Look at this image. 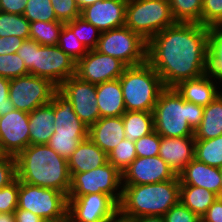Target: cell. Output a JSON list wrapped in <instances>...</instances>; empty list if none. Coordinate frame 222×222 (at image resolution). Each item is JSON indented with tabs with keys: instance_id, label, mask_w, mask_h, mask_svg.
<instances>
[{
	"instance_id": "1",
	"label": "cell",
	"mask_w": 222,
	"mask_h": 222,
	"mask_svg": "<svg viewBox=\"0 0 222 222\" xmlns=\"http://www.w3.org/2000/svg\"><path fill=\"white\" fill-rule=\"evenodd\" d=\"M209 32L199 23L177 22L147 42V62L166 88L208 72Z\"/></svg>"
},
{
	"instance_id": "2",
	"label": "cell",
	"mask_w": 222,
	"mask_h": 222,
	"mask_svg": "<svg viewBox=\"0 0 222 222\" xmlns=\"http://www.w3.org/2000/svg\"><path fill=\"white\" fill-rule=\"evenodd\" d=\"M15 158L18 180L33 186L55 189L68 196L71 176L67 159L47 144L29 145Z\"/></svg>"
},
{
	"instance_id": "3",
	"label": "cell",
	"mask_w": 222,
	"mask_h": 222,
	"mask_svg": "<svg viewBox=\"0 0 222 222\" xmlns=\"http://www.w3.org/2000/svg\"><path fill=\"white\" fill-rule=\"evenodd\" d=\"M119 203V219L141 216H164L179 202L180 181L178 175L171 180L141 185H122Z\"/></svg>"
},
{
	"instance_id": "4",
	"label": "cell",
	"mask_w": 222,
	"mask_h": 222,
	"mask_svg": "<svg viewBox=\"0 0 222 222\" xmlns=\"http://www.w3.org/2000/svg\"><path fill=\"white\" fill-rule=\"evenodd\" d=\"M204 107L185 101L175 88H164L153 109L155 131L163 137L194 136Z\"/></svg>"
},
{
	"instance_id": "5",
	"label": "cell",
	"mask_w": 222,
	"mask_h": 222,
	"mask_svg": "<svg viewBox=\"0 0 222 222\" xmlns=\"http://www.w3.org/2000/svg\"><path fill=\"white\" fill-rule=\"evenodd\" d=\"M30 75L48 79L59 87L76 75V62L56 46H42L32 39L24 40L16 52Z\"/></svg>"
},
{
	"instance_id": "6",
	"label": "cell",
	"mask_w": 222,
	"mask_h": 222,
	"mask_svg": "<svg viewBox=\"0 0 222 222\" xmlns=\"http://www.w3.org/2000/svg\"><path fill=\"white\" fill-rule=\"evenodd\" d=\"M119 81L126 111L153 112L159 94L165 88L160 76L147 61L126 67Z\"/></svg>"
},
{
	"instance_id": "7",
	"label": "cell",
	"mask_w": 222,
	"mask_h": 222,
	"mask_svg": "<svg viewBox=\"0 0 222 222\" xmlns=\"http://www.w3.org/2000/svg\"><path fill=\"white\" fill-rule=\"evenodd\" d=\"M176 23L168 0H128L127 2L125 26L147 42Z\"/></svg>"
},
{
	"instance_id": "8",
	"label": "cell",
	"mask_w": 222,
	"mask_h": 222,
	"mask_svg": "<svg viewBox=\"0 0 222 222\" xmlns=\"http://www.w3.org/2000/svg\"><path fill=\"white\" fill-rule=\"evenodd\" d=\"M96 50L119 59L127 67L147 61V41L126 26L101 32Z\"/></svg>"
},
{
	"instance_id": "9",
	"label": "cell",
	"mask_w": 222,
	"mask_h": 222,
	"mask_svg": "<svg viewBox=\"0 0 222 222\" xmlns=\"http://www.w3.org/2000/svg\"><path fill=\"white\" fill-rule=\"evenodd\" d=\"M18 208L31 211L42 219L69 218L68 196L65 193L20 180Z\"/></svg>"
},
{
	"instance_id": "10",
	"label": "cell",
	"mask_w": 222,
	"mask_h": 222,
	"mask_svg": "<svg viewBox=\"0 0 222 222\" xmlns=\"http://www.w3.org/2000/svg\"><path fill=\"white\" fill-rule=\"evenodd\" d=\"M121 185L122 173L108 162L96 169L75 173L71 177L68 196L104 193L109 195L119 205L123 189Z\"/></svg>"
},
{
	"instance_id": "11",
	"label": "cell",
	"mask_w": 222,
	"mask_h": 222,
	"mask_svg": "<svg viewBox=\"0 0 222 222\" xmlns=\"http://www.w3.org/2000/svg\"><path fill=\"white\" fill-rule=\"evenodd\" d=\"M57 91L48 79L28 74L10 80L9 98L15 109L31 113L50 103Z\"/></svg>"
},
{
	"instance_id": "12",
	"label": "cell",
	"mask_w": 222,
	"mask_h": 222,
	"mask_svg": "<svg viewBox=\"0 0 222 222\" xmlns=\"http://www.w3.org/2000/svg\"><path fill=\"white\" fill-rule=\"evenodd\" d=\"M70 222H117L119 205L107 194L68 196Z\"/></svg>"
},
{
	"instance_id": "13",
	"label": "cell",
	"mask_w": 222,
	"mask_h": 222,
	"mask_svg": "<svg viewBox=\"0 0 222 222\" xmlns=\"http://www.w3.org/2000/svg\"><path fill=\"white\" fill-rule=\"evenodd\" d=\"M58 91L73 105L74 112L88 128L100 119L96 85L73 75L58 87Z\"/></svg>"
},
{
	"instance_id": "14",
	"label": "cell",
	"mask_w": 222,
	"mask_h": 222,
	"mask_svg": "<svg viewBox=\"0 0 222 222\" xmlns=\"http://www.w3.org/2000/svg\"><path fill=\"white\" fill-rule=\"evenodd\" d=\"M127 66L119 59L100 53L96 49L76 63V76L94 85L118 79Z\"/></svg>"
},
{
	"instance_id": "15",
	"label": "cell",
	"mask_w": 222,
	"mask_h": 222,
	"mask_svg": "<svg viewBox=\"0 0 222 222\" xmlns=\"http://www.w3.org/2000/svg\"><path fill=\"white\" fill-rule=\"evenodd\" d=\"M30 145L29 113L14 109L0 117V153L16 157Z\"/></svg>"
},
{
	"instance_id": "16",
	"label": "cell",
	"mask_w": 222,
	"mask_h": 222,
	"mask_svg": "<svg viewBox=\"0 0 222 222\" xmlns=\"http://www.w3.org/2000/svg\"><path fill=\"white\" fill-rule=\"evenodd\" d=\"M177 175L159 156L137 157L122 173V185L159 183Z\"/></svg>"
},
{
	"instance_id": "17",
	"label": "cell",
	"mask_w": 222,
	"mask_h": 222,
	"mask_svg": "<svg viewBox=\"0 0 222 222\" xmlns=\"http://www.w3.org/2000/svg\"><path fill=\"white\" fill-rule=\"evenodd\" d=\"M128 0H101L81 10V17L101 32L125 26Z\"/></svg>"
},
{
	"instance_id": "18",
	"label": "cell",
	"mask_w": 222,
	"mask_h": 222,
	"mask_svg": "<svg viewBox=\"0 0 222 222\" xmlns=\"http://www.w3.org/2000/svg\"><path fill=\"white\" fill-rule=\"evenodd\" d=\"M158 156L178 175L195 158L194 136L176 138L161 136Z\"/></svg>"
},
{
	"instance_id": "19",
	"label": "cell",
	"mask_w": 222,
	"mask_h": 222,
	"mask_svg": "<svg viewBox=\"0 0 222 222\" xmlns=\"http://www.w3.org/2000/svg\"><path fill=\"white\" fill-rule=\"evenodd\" d=\"M88 138L108 155L125 139L122 116L100 118L89 127Z\"/></svg>"
},
{
	"instance_id": "20",
	"label": "cell",
	"mask_w": 222,
	"mask_h": 222,
	"mask_svg": "<svg viewBox=\"0 0 222 222\" xmlns=\"http://www.w3.org/2000/svg\"><path fill=\"white\" fill-rule=\"evenodd\" d=\"M180 185L202 187L220 197V168L209 166L194 158L178 174Z\"/></svg>"
},
{
	"instance_id": "21",
	"label": "cell",
	"mask_w": 222,
	"mask_h": 222,
	"mask_svg": "<svg viewBox=\"0 0 222 222\" xmlns=\"http://www.w3.org/2000/svg\"><path fill=\"white\" fill-rule=\"evenodd\" d=\"M213 79L207 72L200 77L182 81L174 88L185 101L206 107L220 94Z\"/></svg>"
},
{
	"instance_id": "22",
	"label": "cell",
	"mask_w": 222,
	"mask_h": 222,
	"mask_svg": "<svg viewBox=\"0 0 222 222\" xmlns=\"http://www.w3.org/2000/svg\"><path fill=\"white\" fill-rule=\"evenodd\" d=\"M55 114L54 133L66 135H88L89 128L74 112L73 105L57 91L53 96Z\"/></svg>"
},
{
	"instance_id": "23",
	"label": "cell",
	"mask_w": 222,
	"mask_h": 222,
	"mask_svg": "<svg viewBox=\"0 0 222 222\" xmlns=\"http://www.w3.org/2000/svg\"><path fill=\"white\" fill-rule=\"evenodd\" d=\"M68 162L70 176L96 169L108 163V155L89 138L81 141Z\"/></svg>"
},
{
	"instance_id": "24",
	"label": "cell",
	"mask_w": 222,
	"mask_h": 222,
	"mask_svg": "<svg viewBox=\"0 0 222 222\" xmlns=\"http://www.w3.org/2000/svg\"><path fill=\"white\" fill-rule=\"evenodd\" d=\"M100 118L118 117L126 112L119 78L96 85Z\"/></svg>"
},
{
	"instance_id": "25",
	"label": "cell",
	"mask_w": 222,
	"mask_h": 222,
	"mask_svg": "<svg viewBox=\"0 0 222 222\" xmlns=\"http://www.w3.org/2000/svg\"><path fill=\"white\" fill-rule=\"evenodd\" d=\"M53 99L29 113L30 145H45L54 133Z\"/></svg>"
},
{
	"instance_id": "26",
	"label": "cell",
	"mask_w": 222,
	"mask_h": 222,
	"mask_svg": "<svg viewBox=\"0 0 222 222\" xmlns=\"http://www.w3.org/2000/svg\"><path fill=\"white\" fill-rule=\"evenodd\" d=\"M222 135V94L203 110L201 123L194 131L195 140H208Z\"/></svg>"
},
{
	"instance_id": "27",
	"label": "cell",
	"mask_w": 222,
	"mask_h": 222,
	"mask_svg": "<svg viewBox=\"0 0 222 222\" xmlns=\"http://www.w3.org/2000/svg\"><path fill=\"white\" fill-rule=\"evenodd\" d=\"M217 198V194L205 188L180 185L179 201L200 218Z\"/></svg>"
},
{
	"instance_id": "28",
	"label": "cell",
	"mask_w": 222,
	"mask_h": 222,
	"mask_svg": "<svg viewBox=\"0 0 222 222\" xmlns=\"http://www.w3.org/2000/svg\"><path fill=\"white\" fill-rule=\"evenodd\" d=\"M125 128V139L137 141L155 130L153 112L126 111L122 115Z\"/></svg>"
},
{
	"instance_id": "29",
	"label": "cell",
	"mask_w": 222,
	"mask_h": 222,
	"mask_svg": "<svg viewBox=\"0 0 222 222\" xmlns=\"http://www.w3.org/2000/svg\"><path fill=\"white\" fill-rule=\"evenodd\" d=\"M209 56L208 73L216 80L222 81V28L218 25L208 27Z\"/></svg>"
},
{
	"instance_id": "30",
	"label": "cell",
	"mask_w": 222,
	"mask_h": 222,
	"mask_svg": "<svg viewBox=\"0 0 222 222\" xmlns=\"http://www.w3.org/2000/svg\"><path fill=\"white\" fill-rule=\"evenodd\" d=\"M63 26L64 23L60 21L30 22L29 39L34 40L42 46H56Z\"/></svg>"
},
{
	"instance_id": "31",
	"label": "cell",
	"mask_w": 222,
	"mask_h": 222,
	"mask_svg": "<svg viewBox=\"0 0 222 222\" xmlns=\"http://www.w3.org/2000/svg\"><path fill=\"white\" fill-rule=\"evenodd\" d=\"M195 158L209 166L222 168V135L208 140H195Z\"/></svg>"
},
{
	"instance_id": "32",
	"label": "cell",
	"mask_w": 222,
	"mask_h": 222,
	"mask_svg": "<svg viewBox=\"0 0 222 222\" xmlns=\"http://www.w3.org/2000/svg\"><path fill=\"white\" fill-rule=\"evenodd\" d=\"M176 22L201 24L202 0H168Z\"/></svg>"
},
{
	"instance_id": "33",
	"label": "cell",
	"mask_w": 222,
	"mask_h": 222,
	"mask_svg": "<svg viewBox=\"0 0 222 222\" xmlns=\"http://www.w3.org/2000/svg\"><path fill=\"white\" fill-rule=\"evenodd\" d=\"M30 22L24 15L4 13L0 11V37L17 36L29 39Z\"/></svg>"
},
{
	"instance_id": "34",
	"label": "cell",
	"mask_w": 222,
	"mask_h": 222,
	"mask_svg": "<svg viewBox=\"0 0 222 222\" xmlns=\"http://www.w3.org/2000/svg\"><path fill=\"white\" fill-rule=\"evenodd\" d=\"M88 50L96 49L101 31L81 16L65 24ZM98 32V33H97Z\"/></svg>"
},
{
	"instance_id": "35",
	"label": "cell",
	"mask_w": 222,
	"mask_h": 222,
	"mask_svg": "<svg viewBox=\"0 0 222 222\" xmlns=\"http://www.w3.org/2000/svg\"><path fill=\"white\" fill-rule=\"evenodd\" d=\"M137 158L133 141L124 139L108 154V162L123 173Z\"/></svg>"
},
{
	"instance_id": "36",
	"label": "cell",
	"mask_w": 222,
	"mask_h": 222,
	"mask_svg": "<svg viewBox=\"0 0 222 222\" xmlns=\"http://www.w3.org/2000/svg\"><path fill=\"white\" fill-rule=\"evenodd\" d=\"M57 45L76 63L89 51L65 24L60 31Z\"/></svg>"
},
{
	"instance_id": "37",
	"label": "cell",
	"mask_w": 222,
	"mask_h": 222,
	"mask_svg": "<svg viewBox=\"0 0 222 222\" xmlns=\"http://www.w3.org/2000/svg\"><path fill=\"white\" fill-rule=\"evenodd\" d=\"M23 15L29 22L57 21L56 14L50 0H27Z\"/></svg>"
},
{
	"instance_id": "38",
	"label": "cell",
	"mask_w": 222,
	"mask_h": 222,
	"mask_svg": "<svg viewBox=\"0 0 222 222\" xmlns=\"http://www.w3.org/2000/svg\"><path fill=\"white\" fill-rule=\"evenodd\" d=\"M86 138H88V135H66L53 133L47 145L61 157L68 160L71 154L78 147L79 143Z\"/></svg>"
},
{
	"instance_id": "39",
	"label": "cell",
	"mask_w": 222,
	"mask_h": 222,
	"mask_svg": "<svg viewBox=\"0 0 222 222\" xmlns=\"http://www.w3.org/2000/svg\"><path fill=\"white\" fill-rule=\"evenodd\" d=\"M28 74L24 61L17 53L0 55L1 77L11 80Z\"/></svg>"
},
{
	"instance_id": "40",
	"label": "cell",
	"mask_w": 222,
	"mask_h": 222,
	"mask_svg": "<svg viewBox=\"0 0 222 222\" xmlns=\"http://www.w3.org/2000/svg\"><path fill=\"white\" fill-rule=\"evenodd\" d=\"M57 17V21L64 24L81 16L76 0H50Z\"/></svg>"
},
{
	"instance_id": "41",
	"label": "cell",
	"mask_w": 222,
	"mask_h": 222,
	"mask_svg": "<svg viewBox=\"0 0 222 222\" xmlns=\"http://www.w3.org/2000/svg\"><path fill=\"white\" fill-rule=\"evenodd\" d=\"M161 136L154 130L134 142L137 157H153L159 155Z\"/></svg>"
},
{
	"instance_id": "42",
	"label": "cell",
	"mask_w": 222,
	"mask_h": 222,
	"mask_svg": "<svg viewBox=\"0 0 222 222\" xmlns=\"http://www.w3.org/2000/svg\"><path fill=\"white\" fill-rule=\"evenodd\" d=\"M19 180L0 189V213L14 212L18 207Z\"/></svg>"
},
{
	"instance_id": "43",
	"label": "cell",
	"mask_w": 222,
	"mask_h": 222,
	"mask_svg": "<svg viewBox=\"0 0 222 222\" xmlns=\"http://www.w3.org/2000/svg\"><path fill=\"white\" fill-rule=\"evenodd\" d=\"M222 22V0H202L201 25L213 26Z\"/></svg>"
},
{
	"instance_id": "44",
	"label": "cell",
	"mask_w": 222,
	"mask_h": 222,
	"mask_svg": "<svg viewBox=\"0 0 222 222\" xmlns=\"http://www.w3.org/2000/svg\"><path fill=\"white\" fill-rule=\"evenodd\" d=\"M165 222H199L201 218L180 201L164 215Z\"/></svg>"
},
{
	"instance_id": "45",
	"label": "cell",
	"mask_w": 222,
	"mask_h": 222,
	"mask_svg": "<svg viewBox=\"0 0 222 222\" xmlns=\"http://www.w3.org/2000/svg\"><path fill=\"white\" fill-rule=\"evenodd\" d=\"M17 178L16 158L11 155H0V189Z\"/></svg>"
},
{
	"instance_id": "46",
	"label": "cell",
	"mask_w": 222,
	"mask_h": 222,
	"mask_svg": "<svg viewBox=\"0 0 222 222\" xmlns=\"http://www.w3.org/2000/svg\"><path fill=\"white\" fill-rule=\"evenodd\" d=\"M9 87L10 80L0 76V117L15 109L9 98Z\"/></svg>"
},
{
	"instance_id": "47",
	"label": "cell",
	"mask_w": 222,
	"mask_h": 222,
	"mask_svg": "<svg viewBox=\"0 0 222 222\" xmlns=\"http://www.w3.org/2000/svg\"><path fill=\"white\" fill-rule=\"evenodd\" d=\"M24 39L17 36L0 37V55L16 53Z\"/></svg>"
},
{
	"instance_id": "48",
	"label": "cell",
	"mask_w": 222,
	"mask_h": 222,
	"mask_svg": "<svg viewBox=\"0 0 222 222\" xmlns=\"http://www.w3.org/2000/svg\"><path fill=\"white\" fill-rule=\"evenodd\" d=\"M27 0H0V11L23 15Z\"/></svg>"
},
{
	"instance_id": "49",
	"label": "cell",
	"mask_w": 222,
	"mask_h": 222,
	"mask_svg": "<svg viewBox=\"0 0 222 222\" xmlns=\"http://www.w3.org/2000/svg\"><path fill=\"white\" fill-rule=\"evenodd\" d=\"M201 219L204 222H222V198L218 197Z\"/></svg>"
},
{
	"instance_id": "50",
	"label": "cell",
	"mask_w": 222,
	"mask_h": 222,
	"mask_svg": "<svg viewBox=\"0 0 222 222\" xmlns=\"http://www.w3.org/2000/svg\"><path fill=\"white\" fill-rule=\"evenodd\" d=\"M15 222H41L42 218L35 215L31 211L24 209H17L14 211Z\"/></svg>"
},
{
	"instance_id": "51",
	"label": "cell",
	"mask_w": 222,
	"mask_h": 222,
	"mask_svg": "<svg viewBox=\"0 0 222 222\" xmlns=\"http://www.w3.org/2000/svg\"><path fill=\"white\" fill-rule=\"evenodd\" d=\"M119 220L123 222H165L164 216H155V215L141 216L133 219H119Z\"/></svg>"
},
{
	"instance_id": "52",
	"label": "cell",
	"mask_w": 222,
	"mask_h": 222,
	"mask_svg": "<svg viewBox=\"0 0 222 222\" xmlns=\"http://www.w3.org/2000/svg\"><path fill=\"white\" fill-rule=\"evenodd\" d=\"M0 222H15L14 212L0 213Z\"/></svg>"
},
{
	"instance_id": "53",
	"label": "cell",
	"mask_w": 222,
	"mask_h": 222,
	"mask_svg": "<svg viewBox=\"0 0 222 222\" xmlns=\"http://www.w3.org/2000/svg\"><path fill=\"white\" fill-rule=\"evenodd\" d=\"M101 0H76L80 10Z\"/></svg>"
},
{
	"instance_id": "54",
	"label": "cell",
	"mask_w": 222,
	"mask_h": 222,
	"mask_svg": "<svg viewBox=\"0 0 222 222\" xmlns=\"http://www.w3.org/2000/svg\"><path fill=\"white\" fill-rule=\"evenodd\" d=\"M41 222H70L69 218L42 219Z\"/></svg>"
},
{
	"instance_id": "55",
	"label": "cell",
	"mask_w": 222,
	"mask_h": 222,
	"mask_svg": "<svg viewBox=\"0 0 222 222\" xmlns=\"http://www.w3.org/2000/svg\"><path fill=\"white\" fill-rule=\"evenodd\" d=\"M221 186H220V198H222V168H220Z\"/></svg>"
}]
</instances>
